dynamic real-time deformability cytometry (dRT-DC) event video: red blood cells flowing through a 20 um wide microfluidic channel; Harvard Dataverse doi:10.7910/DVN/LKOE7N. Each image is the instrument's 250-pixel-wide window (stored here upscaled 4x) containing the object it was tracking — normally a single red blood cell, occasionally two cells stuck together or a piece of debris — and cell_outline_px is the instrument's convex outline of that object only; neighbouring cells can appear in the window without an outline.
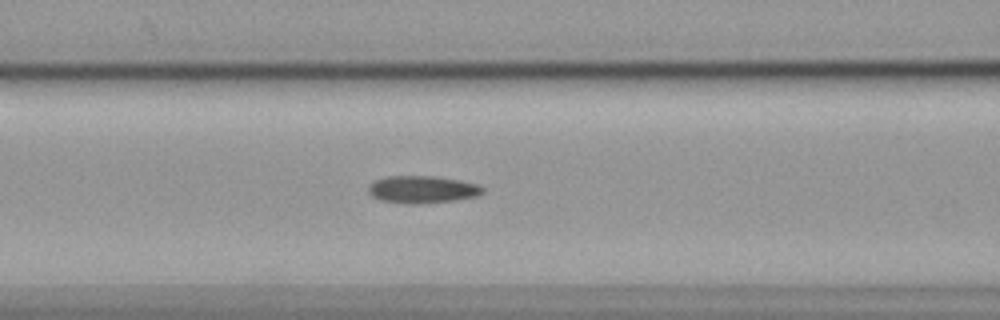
{"species": "common noctule bat (a hibernating species)", "species_latin": "Nyctalus noctula", "temperature_condition": "cold", "stored_images_in_passage": 55, "camera_frame_rate_fps": 3000, "um_per_image_px": 0.085, "animal": {"sex": "female", "body_mass_g": 19.9}, "frame": {"image": 1, "passage_image": 22, "time_ms": 7.0, "image_size_px": [1000, 320], "cell_outline_px": [[484, 192], [480, 196], [452, 200], [416, 204], [408, 204], [380, 200], [372, 196], [368, 192], [368, 184], [376, 180], [388, 176], [432, 176], [460, 180], [480, 184], [484, 188]], "centroid_in_image_um": [35.91, 16.1], "position_along_channel_um": 130.7, "area_um2": 18.32}}
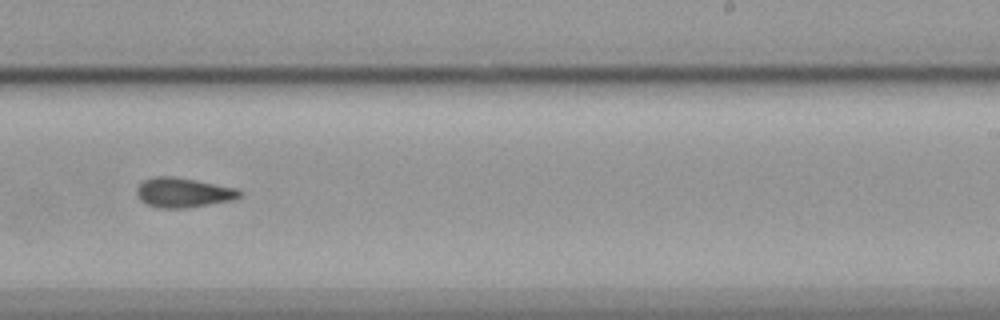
{"frame": {"image": 2, "passage_image": 34, "time_ms": 11.0, "image_size_px": [1000, 320], "cell_outline_px": [[244, 192], [236, 200], [188, 208], [160, 208], [148, 204], [140, 200], [136, 196], [136, 188], [144, 180], [152, 176], [172, 176], [236, 188]], "centroid_in_image_um": [15.58, 16.38], "position_along_channel_um": 273.4, "area_um2": 17.92}}
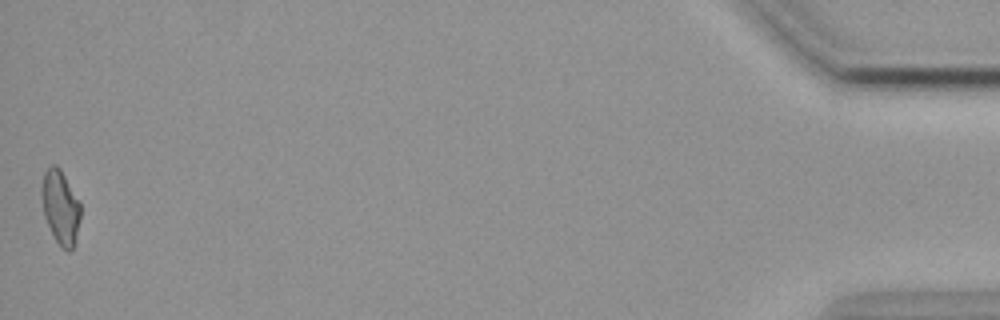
{"frame": {"image": 3, "passage_image": 55, "time_ms": 18.0, "image_size_px": [1000, 320], "cell_outline_px": [[80, 220], [72, 248], [68, 252], [60, 248], [44, 216], [40, 196], [40, 188], [44, 172], [52, 164], [56, 164], [60, 168], [80, 200]], "centroid_in_image_um": [5.12, 17.57], "position_along_channel_um": 430.1, "area_um2": 16.94}, "authors_computed_cell_mechanics": {"area_um2": 17.7446, "velocity_mm_per_s": 3.5882, "shape_relaxation_time_tau1_ms": 4.8246, "shape_relaxation_time_tau2_ms": 4.8746, "deformation_change_tau1": 0.1273, "deformation_change_tau2": 0.1042}}